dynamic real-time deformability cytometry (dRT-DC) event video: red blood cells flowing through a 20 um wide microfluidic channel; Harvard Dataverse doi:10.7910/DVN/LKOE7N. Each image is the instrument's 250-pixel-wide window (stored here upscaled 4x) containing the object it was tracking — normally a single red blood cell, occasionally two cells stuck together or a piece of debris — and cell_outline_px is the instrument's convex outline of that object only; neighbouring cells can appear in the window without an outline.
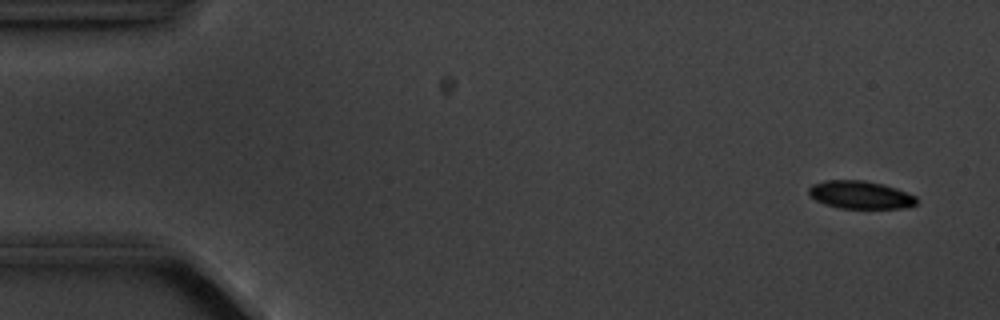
{"species": "common noctule bat (a hibernating species)", "species_latin": "Nyctalus noctula", "temperature_condition": "cold", "stored_images_in_passage": 8, "camera_frame_rate_fps": 3000, "um_per_image_px": 0.085, "animal": {"sex": "male", "body_mass_g": 20.1, "forearm_length_mm": 53.5}, "frame": {"image": 1, "passage_image": 1, "time_ms": 0.0, "image_size_px": [1000, 320], "cell_outline_px": [[916, 204], [904, 208], [840, 208], [824, 204], [808, 196], [808, 188], [812, 184], [824, 180], [860, 180], [880, 184], [896, 188], [916, 196]], "centroid_in_image_um": [73.07, 16.56], "position_along_channel_um": 11.9, "area_um2": 17.46}}
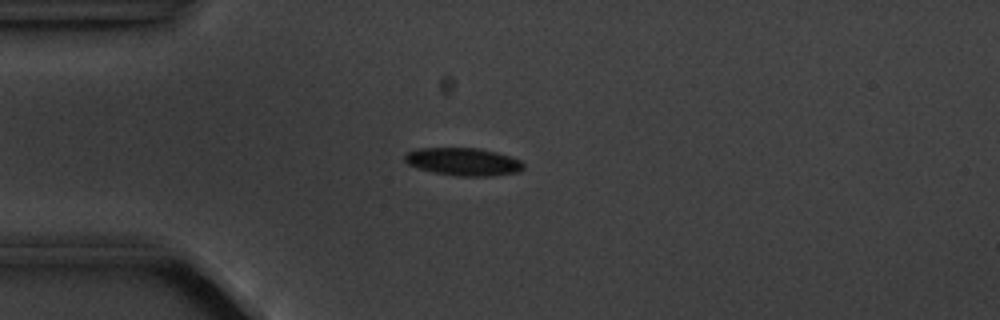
{"frame": {"image": 2, "passage_image": 4, "time_ms": 3.667, "image_size_px": [1000, 320], "cell_outline_px": [[524, 168], [516, 172], [488, 176], [460, 176], [436, 172], [420, 168], [408, 164], [404, 160], [404, 156], [408, 152], [416, 148], [476, 148], [496, 152], [520, 160], [524, 164]], "centroid_in_image_um": [39.37, 13.73], "position_along_channel_um": 45.6, "area_um2": 18.84}}